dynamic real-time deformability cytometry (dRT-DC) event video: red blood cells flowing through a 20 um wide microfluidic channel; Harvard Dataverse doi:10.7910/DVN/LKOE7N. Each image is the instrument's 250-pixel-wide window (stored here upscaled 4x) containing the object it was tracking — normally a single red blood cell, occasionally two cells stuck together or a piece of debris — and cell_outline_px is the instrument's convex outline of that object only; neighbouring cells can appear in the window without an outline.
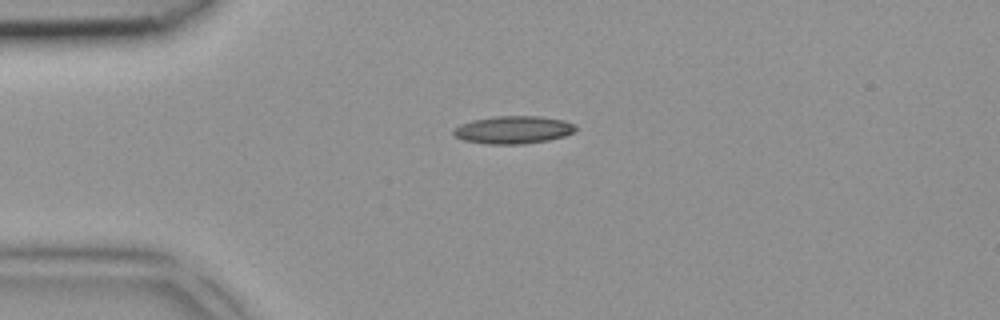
{"species": "common noctule bat (a hibernating species)", "species_latin": "Nyctalus noctula", "temperature_condition": "room temperature", "stored_images_in_passage": 5, "camera_frame_rate_fps": 3000, "um_per_image_px": 0.085, "animal": {"sex": "female", "body_mass_g": 18.4}, "frame": {"image": 1, "passage_image": 5, "time_ms": 1.333, "image_size_px": [1000, 320], "cell_outline_px": [[576, 128], [572, 132], [564, 136], [548, 140], [524, 144], [488, 144], [464, 140], [456, 136], [452, 132], [460, 124], [472, 120], [496, 116], [540, 116], [564, 120], [572, 124]], "centroid_in_image_um": [43.62, 11.03], "position_along_channel_um": 41.4, "area_um2": 19.54}}